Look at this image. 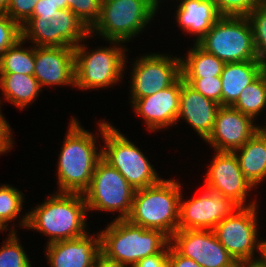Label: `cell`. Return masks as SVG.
I'll return each instance as SVG.
<instances>
[{"mask_svg": "<svg viewBox=\"0 0 266 267\" xmlns=\"http://www.w3.org/2000/svg\"><path fill=\"white\" fill-rule=\"evenodd\" d=\"M99 134L105 143L102 158L117 169L135 189L157 184L162 178L143 152L111 123L100 120Z\"/></svg>", "mask_w": 266, "mask_h": 267, "instance_id": "6", "label": "cell"}, {"mask_svg": "<svg viewBox=\"0 0 266 267\" xmlns=\"http://www.w3.org/2000/svg\"><path fill=\"white\" fill-rule=\"evenodd\" d=\"M220 16L247 17L265 0H213Z\"/></svg>", "mask_w": 266, "mask_h": 267, "instance_id": "32", "label": "cell"}, {"mask_svg": "<svg viewBox=\"0 0 266 267\" xmlns=\"http://www.w3.org/2000/svg\"><path fill=\"white\" fill-rule=\"evenodd\" d=\"M57 5L58 9H66L67 8V0H48Z\"/></svg>", "mask_w": 266, "mask_h": 267, "instance_id": "42", "label": "cell"}, {"mask_svg": "<svg viewBox=\"0 0 266 267\" xmlns=\"http://www.w3.org/2000/svg\"><path fill=\"white\" fill-rule=\"evenodd\" d=\"M176 10V22L185 32L196 35L195 43L221 17L213 0H180Z\"/></svg>", "mask_w": 266, "mask_h": 267, "instance_id": "21", "label": "cell"}, {"mask_svg": "<svg viewBox=\"0 0 266 267\" xmlns=\"http://www.w3.org/2000/svg\"><path fill=\"white\" fill-rule=\"evenodd\" d=\"M184 82L180 76L171 86L155 94L131 99V105L136 114L141 116L150 131L172 127L179 114L181 85Z\"/></svg>", "mask_w": 266, "mask_h": 267, "instance_id": "17", "label": "cell"}, {"mask_svg": "<svg viewBox=\"0 0 266 267\" xmlns=\"http://www.w3.org/2000/svg\"><path fill=\"white\" fill-rule=\"evenodd\" d=\"M260 128L266 133V125L264 127L261 126Z\"/></svg>", "mask_w": 266, "mask_h": 267, "instance_id": "47", "label": "cell"}, {"mask_svg": "<svg viewBox=\"0 0 266 267\" xmlns=\"http://www.w3.org/2000/svg\"><path fill=\"white\" fill-rule=\"evenodd\" d=\"M253 32L257 60L266 65V0L247 16Z\"/></svg>", "mask_w": 266, "mask_h": 267, "instance_id": "30", "label": "cell"}, {"mask_svg": "<svg viewBox=\"0 0 266 267\" xmlns=\"http://www.w3.org/2000/svg\"><path fill=\"white\" fill-rule=\"evenodd\" d=\"M20 38L21 26L5 13H0V56Z\"/></svg>", "mask_w": 266, "mask_h": 267, "instance_id": "34", "label": "cell"}, {"mask_svg": "<svg viewBox=\"0 0 266 267\" xmlns=\"http://www.w3.org/2000/svg\"><path fill=\"white\" fill-rule=\"evenodd\" d=\"M20 38L0 56V73H20L33 75L35 68V46L22 48Z\"/></svg>", "mask_w": 266, "mask_h": 267, "instance_id": "27", "label": "cell"}, {"mask_svg": "<svg viewBox=\"0 0 266 267\" xmlns=\"http://www.w3.org/2000/svg\"><path fill=\"white\" fill-rule=\"evenodd\" d=\"M264 67L258 60L226 63L220 75L222 106H232L241 91L263 72Z\"/></svg>", "mask_w": 266, "mask_h": 267, "instance_id": "22", "label": "cell"}, {"mask_svg": "<svg viewBox=\"0 0 266 267\" xmlns=\"http://www.w3.org/2000/svg\"><path fill=\"white\" fill-rule=\"evenodd\" d=\"M102 0H67L70 9L89 29L100 16Z\"/></svg>", "mask_w": 266, "mask_h": 267, "instance_id": "31", "label": "cell"}, {"mask_svg": "<svg viewBox=\"0 0 266 267\" xmlns=\"http://www.w3.org/2000/svg\"><path fill=\"white\" fill-rule=\"evenodd\" d=\"M220 104L204 97L185 81L181 85L179 114L176 123L183 119L204 141L212 133Z\"/></svg>", "mask_w": 266, "mask_h": 267, "instance_id": "20", "label": "cell"}, {"mask_svg": "<svg viewBox=\"0 0 266 267\" xmlns=\"http://www.w3.org/2000/svg\"><path fill=\"white\" fill-rule=\"evenodd\" d=\"M38 0H9L5 14L23 26L33 15Z\"/></svg>", "mask_w": 266, "mask_h": 267, "instance_id": "35", "label": "cell"}, {"mask_svg": "<svg viewBox=\"0 0 266 267\" xmlns=\"http://www.w3.org/2000/svg\"><path fill=\"white\" fill-rule=\"evenodd\" d=\"M255 120L231 106H221L212 133L205 140L214 151L233 152L246 143L260 128Z\"/></svg>", "mask_w": 266, "mask_h": 267, "instance_id": "16", "label": "cell"}, {"mask_svg": "<svg viewBox=\"0 0 266 267\" xmlns=\"http://www.w3.org/2000/svg\"><path fill=\"white\" fill-rule=\"evenodd\" d=\"M168 267H201L194 260L180 255L170 244L168 250Z\"/></svg>", "mask_w": 266, "mask_h": 267, "instance_id": "38", "label": "cell"}, {"mask_svg": "<svg viewBox=\"0 0 266 267\" xmlns=\"http://www.w3.org/2000/svg\"><path fill=\"white\" fill-rule=\"evenodd\" d=\"M236 267H264L259 262L239 263Z\"/></svg>", "mask_w": 266, "mask_h": 267, "instance_id": "43", "label": "cell"}, {"mask_svg": "<svg viewBox=\"0 0 266 267\" xmlns=\"http://www.w3.org/2000/svg\"><path fill=\"white\" fill-rule=\"evenodd\" d=\"M231 107L253 120L266 108V65L263 72L241 91Z\"/></svg>", "mask_w": 266, "mask_h": 267, "instance_id": "26", "label": "cell"}, {"mask_svg": "<svg viewBox=\"0 0 266 267\" xmlns=\"http://www.w3.org/2000/svg\"><path fill=\"white\" fill-rule=\"evenodd\" d=\"M9 0H0V13H5L8 7Z\"/></svg>", "mask_w": 266, "mask_h": 267, "instance_id": "44", "label": "cell"}, {"mask_svg": "<svg viewBox=\"0 0 266 267\" xmlns=\"http://www.w3.org/2000/svg\"><path fill=\"white\" fill-rule=\"evenodd\" d=\"M15 230L14 227L10 230L11 234L0 248V267H32Z\"/></svg>", "mask_w": 266, "mask_h": 267, "instance_id": "29", "label": "cell"}, {"mask_svg": "<svg viewBox=\"0 0 266 267\" xmlns=\"http://www.w3.org/2000/svg\"><path fill=\"white\" fill-rule=\"evenodd\" d=\"M152 1L155 2L159 6V3H161L162 0H152Z\"/></svg>", "mask_w": 266, "mask_h": 267, "instance_id": "46", "label": "cell"}, {"mask_svg": "<svg viewBox=\"0 0 266 267\" xmlns=\"http://www.w3.org/2000/svg\"><path fill=\"white\" fill-rule=\"evenodd\" d=\"M257 206L238 208L213 229L220 244L237 264L258 262L259 256H254V251L260 254L261 245L257 231Z\"/></svg>", "mask_w": 266, "mask_h": 267, "instance_id": "11", "label": "cell"}, {"mask_svg": "<svg viewBox=\"0 0 266 267\" xmlns=\"http://www.w3.org/2000/svg\"><path fill=\"white\" fill-rule=\"evenodd\" d=\"M135 191L117 169L101 158L83 196L88 211H117L116 220H121L130 215Z\"/></svg>", "mask_w": 266, "mask_h": 267, "instance_id": "10", "label": "cell"}, {"mask_svg": "<svg viewBox=\"0 0 266 267\" xmlns=\"http://www.w3.org/2000/svg\"><path fill=\"white\" fill-rule=\"evenodd\" d=\"M184 81L204 97L215 101L222 106L221 77L183 78Z\"/></svg>", "mask_w": 266, "mask_h": 267, "instance_id": "33", "label": "cell"}, {"mask_svg": "<svg viewBox=\"0 0 266 267\" xmlns=\"http://www.w3.org/2000/svg\"><path fill=\"white\" fill-rule=\"evenodd\" d=\"M1 105V99H0ZM1 108V106H0ZM11 127L0 109V154L7 153L13 147Z\"/></svg>", "mask_w": 266, "mask_h": 267, "instance_id": "36", "label": "cell"}, {"mask_svg": "<svg viewBox=\"0 0 266 267\" xmlns=\"http://www.w3.org/2000/svg\"><path fill=\"white\" fill-rule=\"evenodd\" d=\"M75 56L72 47L35 46L34 77L43 86H75Z\"/></svg>", "mask_w": 266, "mask_h": 267, "instance_id": "18", "label": "cell"}, {"mask_svg": "<svg viewBox=\"0 0 266 267\" xmlns=\"http://www.w3.org/2000/svg\"><path fill=\"white\" fill-rule=\"evenodd\" d=\"M198 197L180 199L178 230H213L223 219L240 206L229 197L203 187Z\"/></svg>", "mask_w": 266, "mask_h": 267, "instance_id": "13", "label": "cell"}, {"mask_svg": "<svg viewBox=\"0 0 266 267\" xmlns=\"http://www.w3.org/2000/svg\"><path fill=\"white\" fill-rule=\"evenodd\" d=\"M0 89L6 100L20 109L26 108L42 91L34 75L0 73Z\"/></svg>", "mask_w": 266, "mask_h": 267, "instance_id": "24", "label": "cell"}, {"mask_svg": "<svg viewBox=\"0 0 266 267\" xmlns=\"http://www.w3.org/2000/svg\"><path fill=\"white\" fill-rule=\"evenodd\" d=\"M181 195V184L172 179L137 189L127 220L146 229L160 230L170 238L178 230Z\"/></svg>", "mask_w": 266, "mask_h": 267, "instance_id": "4", "label": "cell"}, {"mask_svg": "<svg viewBox=\"0 0 266 267\" xmlns=\"http://www.w3.org/2000/svg\"><path fill=\"white\" fill-rule=\"evenodd\" d=\"M158 8L152 0H102L100 16L90 28V35L99 33L105 41L125 43L145 29Z\"/></svg>", "mask_w": 266, "mask_h": 267, "instance_id": "5", "label": "cell"}, {"mask_svg": "<svg viewBox=\"0 0 266 267\" xmlns=\"http://www.w3.org/2000/svg\"><path fill=\"white\" fill-rule=\"evenodd\" d=\"M131 73L130 98H143L166 89L181 76V57L163 53L143 55L136 58Z\"/></svg>", "mask_w": 266, "mask_h": 267, "instance_id": "12", "label": "cell"}, {"mask_svg": "<svg viewBox=\"0 0 266 267\" xmlns=\"http://www.w3.org/2000/svg\"><path fill=\"white\" fill-rule=\"evenodd\" d=\"M189 50L186 59L181 58L182 78H204L221 75L225 62L207 52L195 42L193 48L191 47Z\"/></svg>", "mask_w": 266, "mask_h": 267, "instance_id": "25", "label": "cell"}, {"mask_svg": "<svg viewBox=\"0 0 266 267\" xmlns=\"http://www.w3.org/2000/svg\"><path fill=\"white\" fill-rule=\"evenodd\" d=\"M170 245L201 267H236L237 263L220 244L213 230H177Z\"/></svg>", "mask_w": 266, "mask_h": 267, "instance_id": "15", "label": "cell"}, {"mask_svg": "<svg viewBox=\"0 0 266 267\" xmlns=\"http://www.w3.org/2000/svg\"><path fill=\"white\" fill-rule=\"evenodd\" d=\"M22 39L33 46L75 48L92 37L90 29L68 8L57 12H40L21 26Z\"/></svg>", "mask_w": 266, "mask_h": 267, "instance_id": "8", "label": "cell"}, {"mask_svg": "<svg viewBox=\"0 0 266 267\" xmlns=\"http://www.w3.org/2000/svg\"><path fill=\"white\" fill-rule=\"evenodd\" d=\"M45 251L51 267H92L101 251L100 233L54 242Z\"/></svg>", "mask_w": 266, "mask_h": 267, "instance_id": "19", "label": "cell"}, {"mask_svg": "<svg viewBox=\"0 0 266 267\" xmlns=\"http://www.w3.org/2000/svg\"><path fill=\"white\" fill-rule=\"evenodd\" d=\"M233 152L243 175L254 188L266 179V133L261 128Z\"/></svg>", "mask_w": 266, "mask_h": 267, "instance_id": "23", "label": "cell"}, {"mask_svg": "<svg viewBox=\"0 0 266 267\" xmlns=\"http://www.w3.org/2000/svg\"><path fill=\"white\" fill-rule=\"evenodd\" d=\"M23 193L12 185L0 186V223L6 228L7 222L15 220L23 209Z\"/></svg>", "mask_w": 266, "mask_h": 267, "instance_id": "28", "label": "cell"}, {"mask_svg": "<svg viewBox=\"0 0 266 267\" xmlns=\"http://www.w3.org/2000/svg\"><path fill=\"white\" fill-rule=\"evenodd\" d=\"M50 196L22 216L20 227L49 236L47 245L87 234L88 211L83 194L56 191Z\"/></svg>", "mask_w": 266, "mask_h": 267, "instance_id": "1", "label": "cell"}, {"mask_svg": "<svg viewBox=\"0 0 266 267\" xmlns=\"http://www.w3.org/2000/svg\"><path fill=\"white\" fill-rule=\"evenodd\" d=\"M57 5L48 0H38L32 16H40V12H57Z\"/></svg>", "mask_w": 266, "mask_h": 267, "instance_id": "40", "label": "cell"}, {"mask_svg": "<svg viewBox=\"0 0 266 267\" xmlns=\"http://www.w3.org/2000/svg\"><path fill=\"white\" fill-rule=\"evenodd\" d=\"M168 250L169 245L161 253L138 261L134 267H168Z\"/></svg>", "mask_w": 266, "mask_h": 267, "instance_id": "37", "label": "cell"}, {"mask_svg": "<svg viewBox=\"0 0 266 267\" xmlns=\"http://www.w3.org/2000/svg\"><path fill=\"white\" fill-rule=\"evenodd\" d=\"M5 230H8V229H6V228L0 223V231H5Z\"/></svg>", "mask_w": 266, "mask_h": 267, "instance_id": "45", "label": "cell"}, {"mask_svg": "<svg viewBox=\"0 0 266 267\" xmlns=\"http://www.w3.org/2000/svg\"><path fill=\"white\" fill-rule=\"evenodd\" d=\"M258 262L266 267V240H261V245H260V257L258 259Z\"/></svg>", "mask_w": 266, "mask_h": 267, "instance_id": "41", "label": "cell"}, {"mask_svg": "<svg viewBox=\"0 0 266 267\" xmlns=\"http://www.w3.org/2000/svg\"><path fill=\"white\" fill-rule=\"evenodd\" d=\"M99 233L101 252L130 267L145 257L161 253L170 244V238L162 231L143 228L127 219H113Z\"/></svg>", "mask_w": 266, "mask_h": 267, "instance_id": "3", "label": "cell"}, {"mask_svg": "<svg viewBox=\"0 0 266 267\" xmlns=\"http://www.w3.org/2000/svg\"><path fill=\"white\" fill-rule=\"evenodd\" d=\"M207 170L204 187L229 197L240 207L256 205V200L246 205V196L253 190L252 184L245 178L234 152L215 151Z\"/></svg>", "mask_w": 266, "mask_h": 267, "instance_id": "14", "label": "cell"}, {"mask_svg": "<svg viewBox=\"0 0 266 267\" xmlns=\"http://www.w3.org/2000/svg\"><path fill=\"white\" fill-rule=\"evenodd\" d=\"M197 44L225 63L257 60L247 17L221 16Z\"/></svg>", "mask_w": 266, "mask_h": 267, "instance_id": "9", "label": "cell"}, {"mask_svg": "<svg viewBox=\"0 0 266 267\" xmlns=\"http://www.w3.org/2000/svg\"><path fill=\"white\" fill-rule=\"evenodd\" d=\"M94 265L96 267H128V264L122 263L118 260L111 259L103 254L101 251L97 254Z\"/></svg>", "mask_w": 266, "mask_h": 267, "instance_id": "39", "label": "cell"}, {"mask_svg": "<svg viewBox=\"0 0 266 267\" xmlns=\"http://www.w3.org/2000/svg\"><path fill=\"white\" fill-rule=\"evenodd\" d=\"M112 46L100 47L89 52L85 44L79 43L74 48L75 86L80 90L110 87L121 82L126 68L127 48L119 46L122 42L111 41Z\"/></svg>", "mask_w": 266, "mask_h": 267, "instance_id": "7", "label": "cell"}, {"mask_svg": "<svg viewBox=\"0 0 266 267\" xmlns=\"http://www.w3.org/2000/svg\"><path fill=\"white\" fill-rule=\"evenodd\" d=\"M68 125L57 165L58 192L83 194L89 187L94 169L102 158L94 133L88 132L74 117Z\"/></svg>", "mask_w": 266, "mask_h": 267, "instance_id": "2", "label": "cell"}]
</instances>
